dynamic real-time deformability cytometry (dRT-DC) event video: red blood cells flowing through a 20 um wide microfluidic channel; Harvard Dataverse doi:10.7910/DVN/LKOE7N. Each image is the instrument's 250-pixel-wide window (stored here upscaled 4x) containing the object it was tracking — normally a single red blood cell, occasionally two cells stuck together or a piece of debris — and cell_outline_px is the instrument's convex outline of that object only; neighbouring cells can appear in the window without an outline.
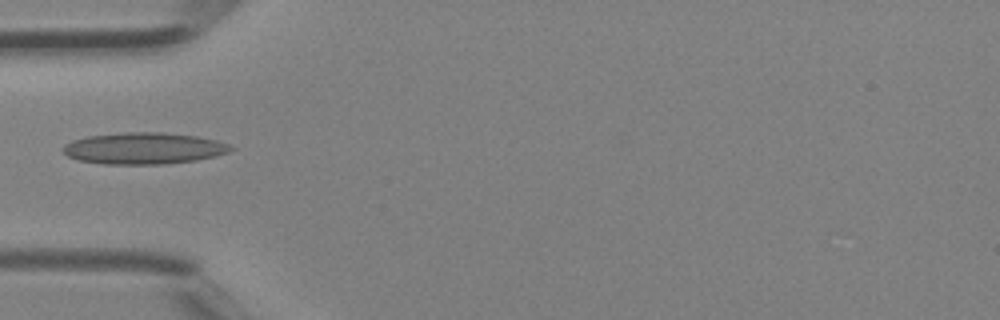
{"species": "Egyptian fruit bat (a non-hibernating species)", "species_latin": "Rousettus aegyptiacus", "temperature_condition": "room temperature", "stored_images_in_passage": 26, "camera_frame_rate_fps": 3000, "um_per_image_px": 0.085, "animal": {"sex": "female"}, "frame": {"image": 1, "passage_image": 4, "time_ms": 1.0, "image_size_px": [1000, 320], "cell_outline_px": [[236, 148], [228, 152], [216, 156], [196, 160], [164, 164], [104, 164], [80, 160], [68, 156], [60, 148], [64, 144], [72, 140], [88, 136], [124, 132], [160, 132], [196, 136], [216, 140], [228, 144]], "centroid_in_image_um": [12.22, 12.6], "position_along_channel_um": 72.8, "area_um2": 30.87}}
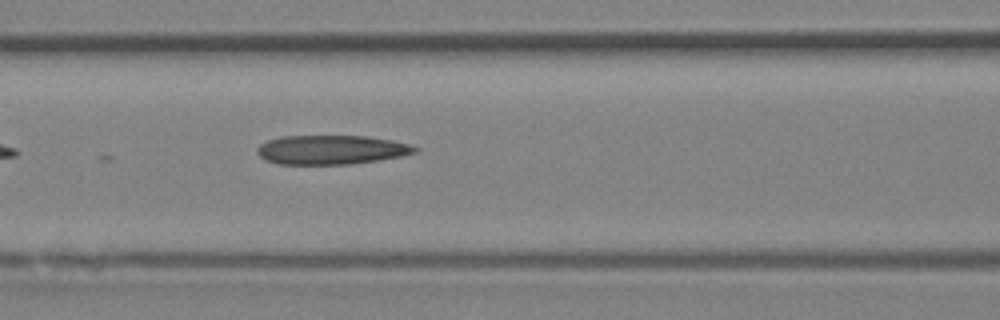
{"frame": {"image": 2, "passage_image": 8, "time_ms": 2.333, "image_size_px": [1000, 320], "cell_outline_px": [[420, 148], [416, 152], [400, 156], [380, 160], [348, 164], [276, 164], [264, 160], [256, 152], [256, 148], [260, 144], [268, 140], [280, 136], [368, 136], [392, 140], [412, 144]], "centroid_in_image_um": [28.15, 12.73], "position_along_channel_um": 138.4, "area_um2": 27.05}}
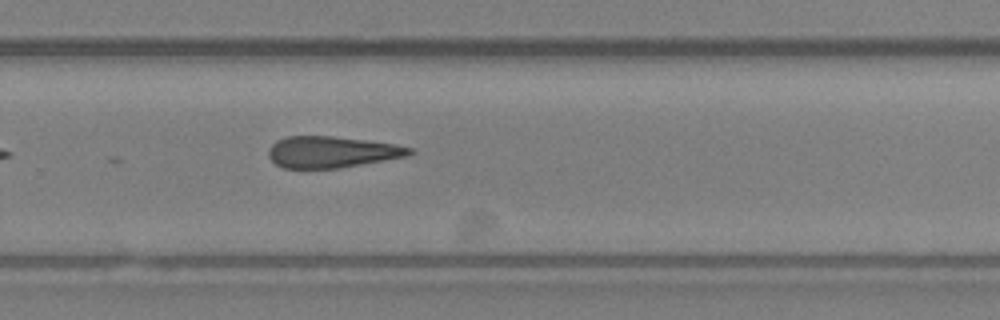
{"frame": {"image": 3, "passage_image": 18, "time_ms": 5.667, "image_size_px": [1000, 320], "cell_outline_px": [[416, 152], [408, 156], [340, 168], [284, 168], [276, 164], [268, 156], [268, 148], [276, 140], [288, 136], [332, 136], [396, 144], [416, 148]], "centroid_in_image_um": [28.23, 12.92], "position_along_channel_um": 301.6, "area_um2": 25.95}}